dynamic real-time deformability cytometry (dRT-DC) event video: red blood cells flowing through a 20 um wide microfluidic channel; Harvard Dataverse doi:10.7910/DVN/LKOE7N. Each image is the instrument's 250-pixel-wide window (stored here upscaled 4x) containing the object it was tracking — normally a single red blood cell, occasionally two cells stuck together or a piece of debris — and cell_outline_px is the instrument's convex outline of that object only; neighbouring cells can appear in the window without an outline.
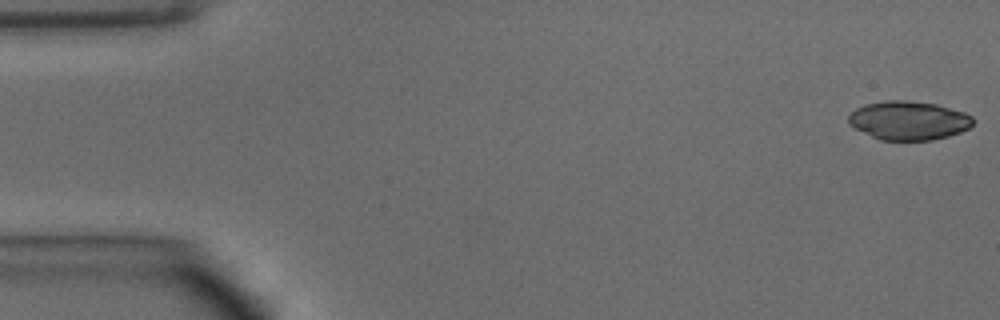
{"species": "common noctule bat (a hibernating species)", "species_latin": "Nyctalus noctula", "temperature_condition": "warm", "stored_images_in_passage": 48, "camera_frame_rate_fps": 3000, "um_per_image_px": 0.085, "animal": {"sex": "male", "body_mass_g": 15.6}, "frame": {"image": 1, "passage_image": 1, "time_ms": 0.0, "image_size_px": [1000, 320], "cell_outline_px": [[972, 124], [968, 128], [960, 132], [948, 136], [932, 140], [880, 140], [848, 124], [848, 116], [856, 108], [864, 104], [884, 100], [904, 100], [936, 104], [964, 112], [972, 116]], "centroid_in_image_um": [77.21, 10.23], "position_along_channel_um": 7.8, "area_um2": 28.03}}
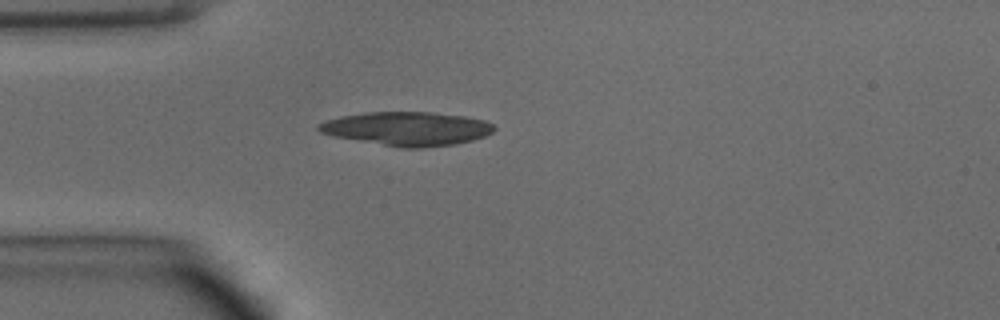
{"frame": {"image": 2, "passage_image": 13, "time_ms": 4.0, "image_size_px": [1000, 320], "cell_outline_px": [[496, 128], [492, 132], [484, 136], [472, 140], [456, 144], [424, 148], [400, 148], [332, 136], [320, 132], [316, 128], [316, 124], [340, 116], [364, 112], [428, 112], [464, 116], [484, 120], [492, 124]], "centroid_in_image_um": [34.57, 10.94], "position_along_channel_um": 50.4, "area_um2": 34.68}}
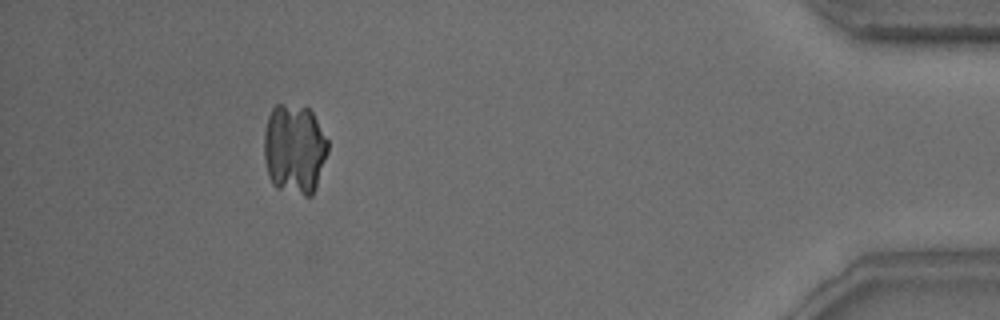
{"frame": {"image": 3, "passage_image": 44, "time_ms": 14.333, "image_size_px": [1000, 320], "cell_outline_px": [[328, 152], [316, 188], [312, 196], [304, 196], [276, 188], [272, 184], [268, 176], [264, 160], [264, 132], [268, 116], [272, 108], [276, 104], [284, 104], [308, 108], [312, 112], [328, 140]], "centroid_in_image_um": [25.02, 12.69], "position_along_channel_um": 410.2, "area_um2": 33.87}}